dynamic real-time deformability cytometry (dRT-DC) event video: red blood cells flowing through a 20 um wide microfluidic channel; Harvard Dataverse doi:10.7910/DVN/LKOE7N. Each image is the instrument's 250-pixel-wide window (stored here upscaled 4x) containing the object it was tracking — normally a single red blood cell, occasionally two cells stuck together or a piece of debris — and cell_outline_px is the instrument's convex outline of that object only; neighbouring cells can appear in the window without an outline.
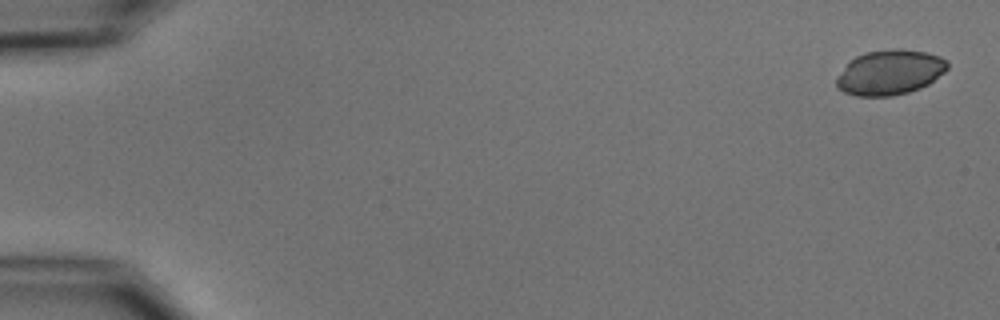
{"species": "common noctule bat (a hibernating species)", "species_latin": "Nyctalus noctula", "temperature_condition": "cold", "stored_images_in_passage": 6, "camera_frame_rate_fps": 3000, "um_per_image_px": 0.085, "animal": {"sex": "male", "body_mass_g": 15.6}, "frame": {"image": 1, "passage_image": 1, "time_ms": 0.0, "image_size_px": [1000, 320], "cell_outline_px": [[948, 68], [944, 72], [928, 84], [920, 88], [908, 92], [892, 96], [856, 96], [844, 92], [836, 88], [836, 76], [856, 56], [864, 52], [896, 48], [900, 48], [924, 52], [940, 56], [948, 60]], "centroid_in_image_um": [75.63, 6.15], "position_along_channel_um": 9.4, "area_um2": 29.13}}
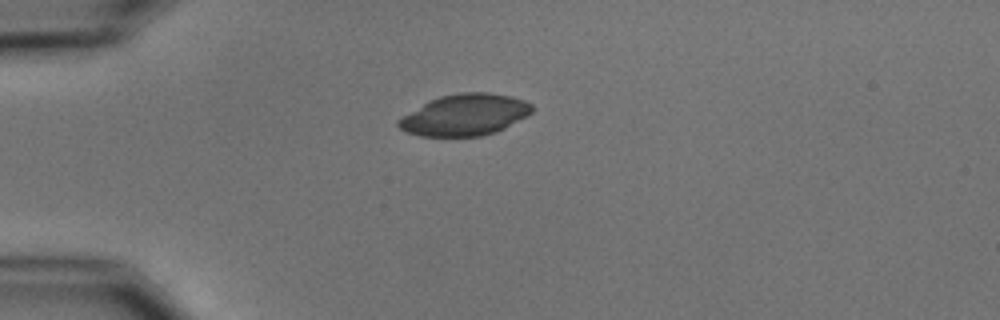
{"frame": {"image": 2, "passage_image": 4, "time_ms": 4.333, "image_size_px": [1000, 320], "cell_outline_px": [[536, 108], [528, 116], [496, 132], [480, 136], [420, 136], [408, 132], [400, 128], [396, 124], [396, 120], [428, 100], [440, 96], [460, 92], [488, 92], [512, 96], [524, 100], [532, 104]], "centroid_in_image_um": [39.53, 9.75], "position_along_channel_um": 45.5, "area_um2": 32.48}}